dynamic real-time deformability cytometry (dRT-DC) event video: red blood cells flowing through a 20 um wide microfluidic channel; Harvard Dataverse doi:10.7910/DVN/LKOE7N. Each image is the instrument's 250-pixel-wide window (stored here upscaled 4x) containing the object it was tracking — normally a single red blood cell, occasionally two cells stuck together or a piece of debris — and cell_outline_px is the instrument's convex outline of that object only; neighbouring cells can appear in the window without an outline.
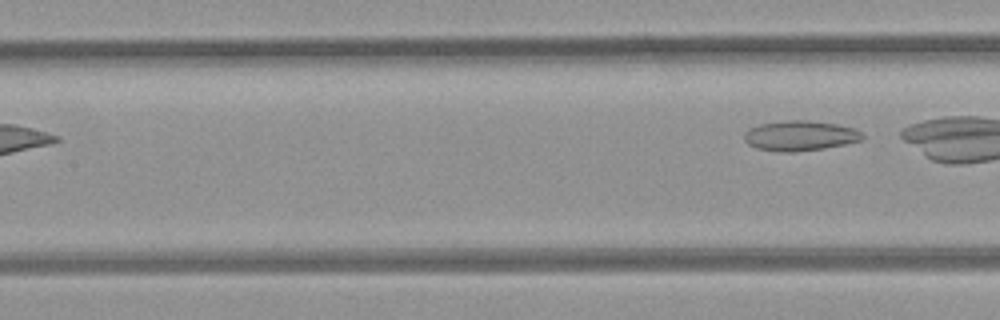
{"species": "common noctule bat (a hibernating species)", "species_latin": "Nyctalus noctula", "temperature_condition": "room temperature", "stored_images_in_passage": 5, "segment_of_instrument_passage": [2, 2], "camera_frame_rate_fps": 3000, "um_per_image_px": 0.085, "animal": {"sex": "female", "body_mass_g": 21.9}, "frame": {"image": 1, "passage_image": 5, "time_ms": 1.333, "image_size_px": [1000, 320], "cell_outline_px": [[864, 140], [824, 148], [796, 152], [776, 152], [756, 148], [748, 144], [744, 140], [744, 132], [748, 128], [760, 124], [788, 120], [808, 120], [836, 124], [852, 128], [860, 132], [864, 136]], "centroid_in_image_um": [67.97, 11.54], "position_along_channel_um": 139.4, "area_um2": 20.81}}